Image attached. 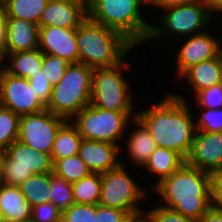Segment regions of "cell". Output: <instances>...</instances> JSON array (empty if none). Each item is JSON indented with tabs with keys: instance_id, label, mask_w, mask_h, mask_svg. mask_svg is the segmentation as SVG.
Wrapping results in <instances>:
<instances>
[{
	"instance_id": "6da1fadb",
	"label": "cell",
	"mask_w": 222,
	"mask_h": 222,
	"mask_svg": "<svg viewBox=\"0 0 222 222\" xmlns=\"http://www.w3.org/2000/svg\"><path fill=\"white\" fill-rule=\"evenodd\" d=\"M166 93L153 106L144 110L138 107L136 117L146 126L157 147L174 150L186 159L196 133L195 113L191 103Z\"/></svg>"
},
{
	"instance_id": "7a4b0ae2",
	"label": "cell",
	"mask_w": 222,
	"mask_h": 222,
	"mask_svg": "<svg viewBox=\"0 0 222 222\" xmlns=\"http://www.w3.org/2000/svg\"><path fill=\"white\" fill-rule=\"evenodd\" d=\"M214 175L184 163L177 171L162 179L151 189L160 205L181 215L199 220L212 206ZM155 192V193H154Z\"/></svg>"
},
{
	"instance_id": "3957f363",
	"label": "cell",
	"mask_w": 222,
	"mask_h": 222,
	"mask_svg": "<svg viewBox=\"0 0 222 222\" xmlns=\"http://www.w3.org/2000/svg\"><path fill=\"white\" fill-rule=\"evenodd\" d=\"M79 62L91 68L113 67L138 48L118 31L87 17L76 28Z\"/></svg>"
},
{
	"instance_id": "277c9868",
	"label": "cell",
	"mask_w": 222,
	"mask_h": 222,
	"mask_svg": "<svg viewBox=\"0 0 222 222\" xmlns=\"http://www.w3.org/2000/svg\"><path fill=\"white\" fill-rule=\"evenodd\" d=\"M87 10L90 19L118 31L136 48L149 37L152 18L146 16L145 0H87Z\"/></svg>"
},
{
	"instance_id": "5b68a950",
	"label": "cell",
	"mask_w": 222,
	"mask_h": 222,
	"mask_svg": "<svg viewBox=\"0 0 222 222\" xmlns=\"http://www.w3.org/2000/svg\"><path fill=\"white\" fill-rule=\"evenodd\" d=\"M162 11L164 12L157 17L159 22L151 24L146 44L161 39L160 42H162L164 38L165 40L168 38L171 42L174 38L179 39V36L183 38L197 35L207 31L216 23L205 0H195L187 4L170 6ZM213 22L214 24H212Z\"/></svg>"
},
{
	"instance_id": "8992f818",
	"label": "cell",
	"mask_w": 222,
	"mask_h": 222,
	"mask_svg": "<svg viewBox=\"0 0 222 222\" xmlns=\"http://www.w3.org/2000/svg\"><path fill=\"white\" fill-rule=\"evenodd\" d=\"M127 58L129 55L113 67L93 69L90 102L92 106L115 112H137L132 83L125 75V72L132 69L133 62H128Z\"/></svg>"
},
{
	"instance_id": "52a82bcc",
	"label": "cell",
	"mask_w": 222,
	"mask_h": 222,
	"mask_svg": "<svg viewBox=\"0 0 222 222\" xmlns=\"http://www.w3.org/2000/svg\"><path fill=\"white\" fill-rule=\"evenodd\" d=\"M124 161L125 158L122 156L121 164L117 168L101 174L98 204L126 211L137 221L145 213V201L149 202L148 200L151 199V195H149L151 191L148 192L147 187L134 179L133 174L127 169L126 163H123ZM143 205L145 206L143 207Z\"/></svg>"
},
{
	"instance_id": "ba28073f",
	"label": "cell",
	"mask_w": 222,
	"mask_h": 222,
	"mask_svg": "<svg viewBox=\"0 0 222 222\" xmlns=\"http://www.w3.org/2000/svg\"><path fill=\"white\" fill-rule=\"evenodd\" d=\"M93 68L77 62L70 63L61 81L52 89L48 111L71 120L91 102Z\"/></svg>"
},
{
	"instance_id": "9c48e42d",
	"label": "cell",
	"mask_w": 222,
	"mask_h": 222,
	"mask_svg": "<svg viewBox=\"0 0 222 222\" xmlns=\"http://www.w3.org/2000/svg\"><path fill=\"white\" fill-rule=\"evenodd\" d=\"M136 114L137 112L104 110L89 104L70 121L77 127L83 139L113 143L121 148L127 127Z\"/></svg>"
},
{
	"instance_id": "30bf717a",
	"label": "cell",
	"mask_w": 222,
	"mask_h": 222,
	"mask_svg": "<svg viewBox=\"0 0 222 222\" xmlns=\"http://www.w3.org/2000/svg\"><path fill=\"white\" fill-rule=\"evenodd\" d=\"M53 172V161L50 154L14 141L2 152L0 181L7 186L19 187L33 174Z\"/></svg>"
},
{
	"instance_id": "8fae6325",
	"label": "cell",
	"mask_w": 222,
	"mask_h": 222,
	"mask_svg": "<svg viewBox=\"0 0 222 222\" xmlns=\"http://www.w3.org/2000/svg\"><path fill=\"white\" fill-rule=\"evenodd\" d=\"M66 121L47 109L20 116L18 140L36 151L51 155L56 134Z\"/></svg>"
},
{
	"instance_id": "7c38bea8",
	"label": "cell",
	"mask_w": 222,
	"mask_h": 222,
	"mask_svg": "<svg viewBox=\"0 0 222 222\" xmlns=\"http://www.w3.org/2000/svg\"><path fill=\"white\" fill-rule=\"evenodd\" d=\"M1 105L13 113L23 116L46 109V105L31 88L29 79L13 76L0 69Z\"/></svg>"
},
{
	"instance_id": "4fadbf2b",
	"label": "cell",
	"mask_w": 222,
	"mask_h": 222,
	"mask_svg": "<svg viewBox=\"0 0 222 222\" xmlns=\"http://www.w3.org/2000/svg\"><path fill=\"white\" fill-rule=\"evenodd\" d=\"M212 29L213 26L203 33L183 37V42H179L178 47L180 48L176 47L173 54H176L173 58L176 61L174 62V64L176 63L174 66L175 81L189 67L220 55L221 38L218 35H221V32L215 35L211 32Z\"/></svg>"
},
{
	"instance_id": "5bb4252c",
	"label": "cell",
	"mask_w": 222,
	"mask_h": 222,
	"mask_svg": "<svg viewBox=\"0 0 222 222\" xmlns=\"http://www.w3.org/2000/svg\"><path fill=\"white\" fill-rule=\"evenodd\" d=\"M188 166L209 172L216 176L222 174V132L196 130L188 157Z\"/></svg>"
},
{
	"instance_id": "9a60e30c",
	"label": "cell",
	"mask_w": 222,
	"mask_h": 222,
	"mask_svg": "<svg viewBox=\"0 0 222 222\" xmlns=\"http://www.w3.org/2000/svg\"><path fill=\"white\" fill-rule=\"evenodd\" d=\"M38 48L46 55L59 56L69 63L79 62L76 28L39 27Z\"/></svg>"
},
{
	"instance_id": "2e32d148",
	"label": "cell",
	"mask_w": 222,
	"mask_h": 222,
	"mask_svg": "<svg viewBox=\"0 0 222 222\" xmlns=\"http://www.w3.org/2000/svg\"><path fill=\"white\" fill-rule=\"evenodd\" d=\"M87 17V0H49L39 27L77 28Z\"/></svg>"
},
{
	"instance_id": "e0dca14e",
	"label": "cell",
	"mask_w": 222,
	"mask_h": 222,
	"mask_svg": "<svg viewBox=\"0 0 222 222\" xmlns=\"http://www.w3.org/2000/svg\"><path fill=\"white\" fill-rule=\"evenodd\" d=\"M78 156L92 173H105L121 164L120 147L113 143L83 139Z\"/></svg>"
},
{
	"instance_id": "ac0fdd59",
	"label": "cell",
	"mask_w": 222,
	"mask_h": 222,
	"mask_svg": "<svg viewBox=\"0 0 222 222\" xmlns=\"http://www.w3.org/2000/svg\"><path fill=\"white\" fill-rule=\"evenodd\" d=\"M131 127L134 129L130 130ZM128 128L129 134L126 133L124 137L126 144L121 145L120 148L121 156L126 154L127 158H130L128 161L133 163V167L138 166L137 169L140 171V168H143L148 162L157 146L146 126L137 117L130 121Z\"/></svg>"
},
{
	"instance_id": "d6986e66",
	"label": "cell",
	"mask_w": 222,
	"mask_h": 222,
	"mask_svg": "<svg viewBox=\"0 0 222 222\" xmlns=\"http://www.w3.org/2000/svg\"><path fill=\"white\" fill-rule=\"evenodd\" d=\"M185 81L188 87L184 90L189 91L194 97L197 92L209 88L215 84L222 82V57L211 58L209 60L201 61L188 69H186L175 82Z\"/></svg>"
},
{
	"instance_id": "ffe728a7",
	"label": "cell",
	"mask_w": 222,
	"mask_h": 222,
	"mask_svg": "<svg viewBox=\"0 0 222 222\" xmlns=\"http://www.w3.org/2000/svg\"><path fill=\"white\" fill-rule=\"evenodd\" d=\"M38 37V24L19 18H6L4 56L8 53L37 49Z\"/></svg>"
},
{
	"instance_id": "44dd1931",
	"label": "cell",
	"mask_w": 222,
	"mask_h": 222,
	"mask_svg": "<svg viewBox=\"0 0 222 222\" xmlns=\"http://www.w3.org/2000/svg\"><path fill=\"white\" fill-rule=\"evenodd\" d=\"M184 163L185 159L176 151L157 147L151 154L148 162L142 169H140V172L143 174L142 170H144L147 174L149 173V176L150 174L151 176L153 175V182L151 185H154L149 188L151 191V188L158 184L162 179L177 171Z\"/></svg>"
},
{
	"instance_id": "7402d4cb",
	"label": "cell",
	"mask_w": 222,
	"mask_h": 222,
	"mask_svg": "<svg viewBox=\"0 0 222 222\" xmlns=\"http://www.w3.org/2000/svg\"><path fill=\"white\" fill-rule=\"evenodd\" d=\"M43 56L39 48L8 53L2 58V68L13 76L29 79L42 70Z\"/></svg>"
},
{
	"instance_id": "603a6c76",
	"label": "cell",
	"mask_w": 222,
	"mask_h": 222,
	"mask_svg": "<svg viewBox=\"0 0 222 222\" xmlns=\"http://www.w3.org/2000/svg\"><path fill=\"white\" fill-rule=\"evenodd\" d=\"M0 212L5 222H22L31 218L32 207L20 187L0 185Z\"/></svg>"
},
{
	"instance_id": "cb8c5ba5",
	"label": "cell",
	"mask_w": 222,
	"mask_h": 222,
	"mask_svg": "<svg viewBox=\"0 0 222 222\" xmlns=\"http://www.w3.org/2000/svg\"><path fill=\"white\" fill-rule=\"evenodd\" d=\"M83 137L77 127L67 120L58 130L51 151L52 159H64L78 154Z\"/></svg>"
},
{
	"instance_id": "d4e9b609",
	"label": "cell",
	"mask_w": 222,
	"mask_h": 222,
	"mask_svg": "<svg viewBox=\"0 0 222 222\" xmlns=\"http://www.w3.org/2000/svg\"><path fill=\"white\" fill-rule=\"evenodd\" d=\"M19 187L31 207L50 202V173L33 174Z\"/></svg>"
},
{
	"instance_id": "484cf974",
	"label": "cell",
	"mask_w": 222,
	"mask_h": 222,
	"mask_svg": "<svg viewBox=\"0 0 222 222\" xmlns=\"http://www.w3.org/2000/svg\"><path fill=\"white\" fill-rule=\"evenodd\" d=\"M49 0H7L6 18H19L39 25L40 17Z\"/></svg>"
},
{
	"instance_id": "4316f807",
	"label": "cell",
	"mask_w": 222,
	"mask_h": 222,
	"mask_svg": "<svg viewBox=\"0 0 222 222\" xmlns=\"http://www.w3.org/2000/svg\"><path fill=\"white\" fill-rule=\"evenodd\" d=\"M101 174L90 173L81 180L72 183L75 203L97 205L100 200Z\"/></svg>"
},
{
	"instance_id": "83f0119b",
	"label": "cell",
	"mask_w": 222,
	"mask_h": 222,
	"mask_svg": "<svg viewBox=\"0 0 222 222\" xmlns=\"http://www.w3.org/2000/svg\"><path fill=\"white\" fill-rule=\"evenodd\" d=\"M53 172L55 175L74 183L91 173L85 162L78 154L64 159H52Z\"/></svg>"
},
{
	"instance_id": "f1b7e54d",
	"label": "cell",
	"mask_w": 222,
	"mask_h": 222,
	"mask_svg": "<svg viewBox=\"0 0 222 222\" xmlns=\"http://www.w3.org/2000/svg\"><path fill=\"white\" fill-rule=\"evenodd\" d=\"M176 93V94H175ZM179 92L171 91V94L179 98L181 100H185L188 103H191L193 107H202V108H211V109H220L222 108V82L215 84L209 88L203 89L197 92L192 98L189 100V96L186 94H178ZM185 96V97H184ZM195 100V101H194Z\"/></svg>"
},
{
	"instance_id": "f546056e",
	"label": "cell",
	"mask_w": 222,
	"mask_h": 222,
	"mask_svg": "<svg viewBox=\"0 0 222 222\" xmlns=\"http://www.w3.org/2000/svg\"><path fill=\"white\" fill-rule=\"evenodd\" d=\"M50 202L53 203L60 211L71 207L74 203L72 183L65 179L50 173Z\"/></svg>"
},
{
	"instance_id": "4dcf8cb0",
	"label": "cell",
	"mask_w": 222,
	"mask_h": 222,
	"mask_svg": "<svg viewBox=\"0 0 222 222\" xmlns=\"http://www.w3.org/2000/svg\"><path fill=\"white\" fill-rule=\"evenodd\" d=\"M20 116L10 109L0 107V151L4 152L14 141L18 140Z\"/></svg>"
},
{
	"instance_id": "1f68e13d",
	"label": "cell",
	"mask_w": 222,
	"mask_h": 222,
	"mask_svg": "<svg viewBox=\"0 0 222 222\" xmlns=\"http://www.w3.org/2000/svg\"><path fill=\"white\" fill-rule=\"evenodd\" d=\"M192 111L196 113L194 115L196 130L204 132H222V108L211 109L192 107Z\"/></svg>"
},
{
	"instance_id": "d6a6232c",
	"label": "cell",
	"mask_w": 222,
	"mask_h": 222,
	"mask_svg": "<svg viewBox=\"0 0 222 222\" xmlns=\"http://www.w3.org/2000/svg\"><path fill=\"white\" fill-rule=\"evenodd\" d=\"M149 206L147 207L149 209H145L144 216L150 222H198V220L185 217L173 209L157 205L156 202L154 206L152 204Z\"/></svg>"
},
{
	"instance_id": "836d02e7",
	"label": "cell",
	"mask_w": 222,
	"mask_h": 222,
	"mask_svg": "<svg viewBox=\"0 0 222 222\" xmlns=\"http://www.w3.org/2000/svg\"><path fill=\"white\" fill-rule=\"evenodd\" d=\"M69 64L59 56L44 54L42 71L53 87L61 81Z\"/></svg>"
},
{
	"instance_id": "e575fe53",
	"label": "cell",
	"mask_w": 222,
	"mask_h": 222,
	"mask_svg": "<svg viewBox=\"0 0 222 222\" xmlns=\"http://www.w3.org/2000/svg\"><path fill=\"white\" fill-rule=\"evenodd\" d=\"M95 205L77 204L62 211L61 222H94Z\"/></svg>"
},
{
	"instance_id": "d590c367",
	"label": "cell",
	"mask_w": 222,
	"mask_h": 222,
	"mask_svg": "<svg viewBox=\"0 0 222 222\" xmlns=\"http://www.w3.org/2000/svg\"><path fill=\"white\" fill-rule=\"evenodd\" d=\"M94 222H137L128 212L116 208L95 205Z\"/></svg>"
},
{
	"instance_id": "8d00e7d4",
	"label": "cell",
	"mask_w": 222,
	"mask_h": 222,
	"mask_svg": "<svg viewBox=\"0 0 222 222\" xmlns=\"http://www.w3.org/2000/svg\"><path fill=\"white\" fill-rule=\"evenodd\" d=\"M62 211L46 202L32 207L31 218L36 222H61Z\"/></svg>"
},
{
	"instance_id": "74e56055",
	"label": "cell",
	"mask_w": 222,
	"mask_h": 222,
	"mask_svg": "<svg viewBox=\"0 0 222 222\" xmlns=\"http://www.w3.org/2000/svg\"><path fill=\"white\" fill-rule=\"evenodd\" d=\"M29 83L37 97L47 106L51 99L53 86L45 76V73L42 70L38 71V73L29 78Z\"/></svg>"
},
{
	"instance_id": "f35d334b",
	"label": "cell",
	"mask_w": 222,
	"mask_h": 222,
	"mask_svg": "<svg viewBox=\"0 0 222 222\" xmlns=\"http://www.w3.org/2000/svg\"><path fill=\"white\" fill-rule=\"evenodd\" d=\"M211 206L212 208L222 214V176H214L212 182V194H211Z\"/></svg>"
},
{
	"instance_id": "ab89813d",
	"label": "cell",
	"mask_w": 222,
	"mask_h": 222,
	"mask_svg": "<svg viewBox=\"0 0 222 222\" xmlns=\"http://www.w3.org/2000/svg\"><path fill=\"white\" fill-rule=\"evenodd\" d=\"M193 1L195 0H145V3H146V8L153 7L150 9L153 10L156 9L155 12H157V10L159 9L158 11L162 12V10H164L167 7L187 4Z\"/></svg>"
},
{
	"instance_id": "60d3db41",
	"label": "cell",
	"mask_w": 222,
	"mask_h": 222,
	"mask_svg": "<svg viewBox=\"0 0 222 222\" xmlns=\"http://www.w3.org/2000/svg\"><path fill=\"white\" fill-rule=\"evenodd\" d=\"M6 5L5 2L0 1V55L4 57V50L6 44Z\"/></svg>"
},
{
	"instance_id": "b9f144b4",
	"label": "cell",
	"mask_w": 222,
	"mask_h": 222,
	"mask_svg": "<svg viewBox=\"0 0 222 222\" xmlns=\"http://www.w3.org/2000/svg\"><path fill=\"white\" fill-rule=\"evenodd\" d=\"M205 2L207 3L208 7H209V11L211 13L212 18L214 17V21L217 20V24L219 22H221L222 24V20H219V16L217 17V15H220V19H222L221 14H222V0H205ZM217 17V18H216Z\"/></svg>"
},
{
	"instance_id": "7bdbcfd3",
	"label": "cell",
	"mask_w": 222,
	"mask_h": 222,
	"mask_svg": "<svg viewBox=\"0 0 222 222\" xmlns=\"http://www.w3.org/2000/svg\"><path fill=\"white\" fill-rule=\"evenodd\" d=\"M198 222H222V214L212 207L198 220Z\"/></svg>"
},
{
	"instance_id": "ee69618b",
	"label": "cell",
	"mask_w": 222,
	"mask_h": 222,
	"mask_svg": "<svg viewBox=\"0 0 222 222\" xmlns=\"http://www.w3.org/2000/svg\"><path fill=\"white\" fill-rule=\"evenodd\" d=\"M137 222H150L144 215H142Z\"/></svg>"
},
{
	"instance_id": "f6af8a7d",
	"label": "cell",
	"mask_w": 222,
	"mask_h": 222,
	"mask_svg": "<svg viewBox=\"0 0 222 222\" xmlns=\"http://www.w3.org/2000/svg\"><path fill=\"white\" fill-rule=\"evenodd\" d=\"M222 33V32H221ZM222 36V35H221ZM220 55L222 57V37L220 39Z\"/></svg>"
},
{
	"instance_id": "bcb514c9",
	"label": "cell",
	"mask_w": 222,
	"mask_h": 222,
	"mask_svg": "<svg viewBox=\"0 0 222 222\" xmlns=\"http://www.w3.org/2000/svg\"><path fill=\"white\" fill-rule=\"evenodd\" d=\"M22 222H36V221L33 220L32 218H28V219H26V220H24V221H22Z\"/></svg>"
},
{
	"instance_id": "7dc6e473",
	"label": "cell",
	"mask_w": 222,
	"mask_h": 222,
	"mask_svg": "<svg viewBox=\"0 0 222 222\" xmlns=\"http://www.w3.org/2000/svg\"><path fill=\"white\" fill-rule=\"evenodd\" d=\"M0 222H5L1 212H0Z\"/></svg>"
},
{
	"instance_id": "c3c4849f",
	"label": "cell",
	"mask_w": 222,
	"mask_h": 222,
	"mask_svg": "<svg viewBox=\"0 0 222 222\" xmlns=\"http://www.w3.org/2000/svg\"><path fill=\"white\" fill-rule=\"evenodd\" d=\"M1 156H2V152L0 151V170H1ZM0 185H1V181H0Z\"/></svg>"
},
{
	"instance_id": "681fc988",
	"label": "cell",
	"mask_w": 222,
	"mask_h": 222,
	"mask_svg": "<svg viewBox=\"0 0 222 222\" xmlns=\"http://www.w3.org/2000/svg\"><path fill=\"white\" fill-rule=\"evenodd\" d=\"M2 68V57L0 55V69Z\"/></svg>"
}]
</instances>
